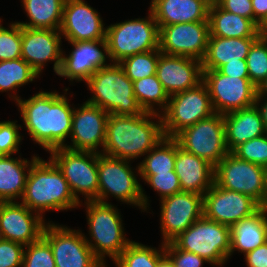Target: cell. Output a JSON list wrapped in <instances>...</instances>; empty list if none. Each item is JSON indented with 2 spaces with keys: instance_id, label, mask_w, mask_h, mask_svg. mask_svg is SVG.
<instances>
[{
  "instance_id": "obj_50",
  "label": "cell",
  "mask_w": 267,
  "mask_h": 267,
  "mask_svg": "<svg viewBox=\"0 0 267 267\" xmlns=\"http://www.w3.org/2000/svg\"><path fill=\"white\" fill-rule=\"evenodd\" d=\"M157 267H175L171 259L164 254L158 261Z\"/></svg>"
},
{
  "instance_id": "obj_27",
  "label": "cell",
  "mask_w": 267,
  "mask_h": 267,
  "mask_svg": "<svg viewBox=\"0 0 267 267\" xmlns=\"http://www.w3.org/2000/svg\"><path fill=\"white\" fill-rule=\"evenodd\" d=\"M230 253L253 251L267 241V207H261L251 217L241 219L230 227Z\"/></svg>"
},
{
  "instance_id": "obj_26",
  "label": "cell",
  "mask_w": 267,
  "mask_h": 267,
  "mask_svg": "<svg viewBox=\"0 0 267 267\" xmlns=\"http://www.w3.org/2000/svg\"><path fill=\"white\" fill-rule=\"evenodd\" d=\"M223 117L229 152L240 144L267 133L256 105L226 113Z\"/></svg>"
},
{
  "instance_id": "obj_53",
  "label": "cell",
  "mask_w": 267,
  "mask_h": 267,
  "mask_svg": "<svg viewBox=\"0 0 267 267\" xmlns=\"http://www.w3.org/2000/svg\"><path fill=\"white\" fill-rule=\"evenodd\" d=\"M265 183H266L265 207H267V167H265Z\"/></svg>"
},
{
  "instance_id": "obj_5",
  "label": "cell",
  "mask_w": 267,
  "mask_h": 267,
  "mask_svg": "<svg viewBox=\"0 0 267 267\" xmlns=\"http://www.w3.org/2000/svg\"><path fill=\"white\" fill-rule=\"evenodd\" d=\"M84 205L91 239L85 234L84 237L95 257L107 267L105 258L108 256L114 262L132 240L125 236L117 206L96 200L86 201Z\"/></svg>"
},
{
  "instance_id": "obj_7",
  "label": "cell",
  "mask_w": 267,
  "mask_h": 267,
  "mask_svg": "<svg viewBox=\"0 0 267 267\" xmlns=\"http://www.w3.org/2000/svg\"><path fill=\"white\" fill-rule=\"evenodd\" d=\"M149 12L148 17L124 20L106 27L111 63L159 49V28L153 13Z\"/></svg>"
},
{
  "instance_id": "obj_55",
  "label": "cell",
  "mask_w": 267,
  "mask_h": 267,
  "mask_svg": "<svg viewBox=\"0 0 267 267\" xmlns=\"http://www.w3.org/2000/svg\"><path fill=\"white\" fill-rule=\"evenodd\" d=\"M3 239V236H2V232H1V229H0V240Z\"/></svg>"
},
{
  "instance_id": "obj_21",
  "label": "cell",
  "mask_w": 267,
  "mask_h": 267,
  "mask_svg": "<svg viewBox=\"0 0 267 267\" xmlns=\"http://www.w3.org/2000/svg\"><path fill=\"white\" fill-rule=\"evenodd\" d=\"M61 39L59 30L22 27L21 58L39 75L47 62L54 61L53 70L57 75L62 63Z\"/></svg>"
},
{
  "instance_id": "obj_14",
  "label": "cell",
  "mask_w": 267,
  "mask_h": 267,
  "mask_svg": "<svg viewBox=\"0 0 267 267\" xmlns=\"http://www.w3.org/2000/svg\"><path fill=\"white\" fill-rule=\"evenodd\" d=\"M215 113L226 114L255 105L257 87L249 78L222 74L219 70H203Z\"/></svg>"
},
{
  "instance_id": "obj_29",
  "label": "cell",
  "mask_w": 267,
  "mask_h": 267,
  "mask_svg": "<svg viewBox=\"0 0 267 267\" xmlns=\"http://www.w3.org/2000/svg\"><path fill=\"white\" fill-rule=\"evenodd\" d=\"M258 37L221 38L210 36L207 52L202 60V70H218L229 62L246 59L249 49Z\"/></svg>"
},
{
  "instance_id": "obj_54",
  "label": "cell",
  "mask_w": 267,
  "mask_h": 267,
  "mask_svg": "<svg viewBox=\"0 0 267 267\" xmlns=\"http://www.w3.org/2000/svg\"><path fill=\"white\" fill-rule=\"evenodd\" d=\"M220 0H207L210 5L217 4Z\"/></svg>"
},
{
  "instance_id": "obj_41",
  "label": "cell",
  "mask_w": 267,
  "mask_h": 267,
  "mask_svg": "<svg viewBox=\"0 0 267 267\" xmlns=\"http://www.w3.org/2000/svg\"><path fill=\"white\" fill-rule=\"evenodd\" d=\"M145 184L151 186L160 199L181 192L180 181L175 170L168 173H156L155 175H139Z\"/></svg>"
},
{
  "instance_id": "obj_13",
  "label": "cell",
  "mask_w": 267,
  "mask_h": 267,
  "mask_svg": "<svg viewBox=\"0 0 267 267\" xmlns=\"http://www.w3.org/2000/svg\"><path fill=\"white\" fill-rule=\"evenodd\" d=\"M42 236L50 244L56 267H105L95 257L80 229L48 221Z\"/></svg>"
},
{
  "instance_id": "obj_37",
  "label": "cell",
  "mask_w": 267,
  "mask_h": 267,
  "mask_svg": "<svg viewBox=\"0 0 267 267\" xmlns=\"http://www.w3.org/2000/svg\"><path fill=\"white\" fill-rule=\"evenodd\" d=\"M249 80L258 88L267 78V39L259 36L251 45L247 58Z\"/></svg>"
},
{
  "instance_id": "obj_23",
  "label": "cell",
  "mask_w": 267,
  "mask_h": 267,
  "mask_svg": "<svg viewBox=\"0 0 267 267\" xmlns=\"http://www.w3.org/2000/svg\"><path fill=\"white\" fill-rule=\"evenodd\" d=\"M156 75L167 94L172 96L194 88L203 81L202 61L161 53Z\"/></svg>"
},
{
  "instance_id": "obj_43",
  "label": "cell",
  "mask_w": 267,
  "mask_h": 267,
  "mask_svg": "<svg viewBox=\"0 0 267 267\" xmlns=\"http://www.w3.org/2000/svg\"><path fill=\"white\" fill-rule=\"evenodd\" d=\"M164 249L175 267H203L204 263H209L195 253L179 249L173 242L165 243Z\"/></svg>"
},
{
  "instance_id": "obj_22",
  "label": "cell",
  "mask_w": 267,
  "mask_h": 267,
  "mask_svg": "<svg viewBox=\"0 0 267 267\" xmlns=\"http://www.w3.org/2000/svg\"><path fill=\"white\" fill-rule=\"evenodd\" d=\"M20 201L0 202V229L3 239L29 245L37 241L47 222Z\"/></svg>"
},
{
  "instance_id": "obj_35",
  "label": "cell",
  "mask_w": 267,
  "mask_h": 267,
  "mask_svg": "<svg viewBox=\"0 0 267 267\" xmlns=\"http://www.w3.org/2000/svg\"><path fill=\"white\" fill-rule=\"evenodd\" d=\"M159 247L156 249L132 240L113 263L116 267H157L165 254L164 244Z\"/></svg>"
},
{
  "instance_id": "obj_1",
  "label": "cell",
  "mask_w": 267,
  "mask_h": 267,
  "mask_svg": "<svg viewBox=\"0 0 267 267\" xmlns=\"http://www.w3.org/2000/svg\"><path fill=\"white\" fill-rule=\"evenodd\" d=\"M64 91H41L15 103L29 136L46 152L64 147L71 134L74 107Z\"/></svg>"
},
{
  "instance_id": "obj_9",
  "label": "cell",
  "mask_w": 267,
  "mask_h": 267,
  "mask_svg": "<svg viewBox=\"0 0 267 267\" xmlns=\"http://www.w3.org/2000/svg\"><path fill=\"white\" fill-rule=\"evenodd\" d=\"M50 153V159L57 165L67 180L75 199L82 205L79 195L86 201H98L97 153L72 150L66 147L56 148Z\"/></svg>"
},
{
  "instance_id": "obj_24",
  "label": "cell",
  "mask_w": 267,
  "mask_h": 267,
  "mask_svg": "<svg viewBox=\"0 0 267 267\" xmlns=\"http://www.w3.org/2000/svg\"><path fill=\"white\" fill-rule=\"evenodd\" d=\"M175 173L182 191L203 195L214 184L215 167L200 157L191 154L176 141Z\"/></svg>"
},
{
  "instance_id": "obj_3",
  "label": "cell",
  "mask_w": 267,
  "mask_h": 267,
  "mask_svg": "<svg viewBox=\"0 0 267 267\" xmlns=\"http://www.w3.org/2000/svg\"><path fill=\"white\" fill-rule=\"evenodd\" d=\"M21 203L42 218L46 211H67L80 207L57 165L39 157L30 168Z\"/></svg>"
},
{
  "instance_id": "obj_39",
  "label": "cell",
  "mask_w": 267,
  "mask_h": 267,
  "mask_svg": "<svg viewBox=\"0 0 267 267\" xmlns=\"http://www.w3.org/2000/svg\"><path fill=\"white\" fill-rule=\"evenodd\" d=\"M22 267H56L50 244L43 236L25 246Z\"/></svg>"
},
{
  "instance_id": "obj_2",
  "label": "cell",
  "mask_w": 267,
  "mask_h": 267,
  "mask_svg": "<svg viewBox=\"0 0 267 267\" xmlns=\"http://www.w3.org/2000/svg\"><path fill=\"white\" fill-rule=\"evenodd\" d=\"M164 137L160 114L150 112L134 116L109 114L102 153L133 161L146 155Z\"/></svg>"
},
{
  "instance_id": "obj_40",
  "label": "cell",
  "mask_w": 267,
  "mask_h": 267,
  "mask_svg": "<svg viewBox=\"0 0 267 267\" xmlns=\"http://www.w3.org/2000/svg\"><path fill=\"white\" fill-rule=\"evenodd\" d=\"M231 153L241 160L267 167V133L240 144Z\"/></svg>"
},
{
  "instance_id": "obj_18",
  "label": "cell",
  "mask_w": 267,
  "mask_h": 267,
  "mask_svg": "<svg viewBox=\"0 0 267 267\" xmlns=\"http://www.w3.org/2000/svg\"><path fill=\"white\" fill-rule=\"evenodd\" d=\"M73 48L69 55L62 50V63L59 73L71 82H86L98 69L111 65L108 43L106 39L91 41H68Z\"/></svg>"
},
{
  "instance_id": "obj_8",
  "label": "cell",
  "mask_w": 267,
  "mask_h": 267,
  "mask_svg": "<svg viewBox=\"0 0 267 267\" xmlns=\"http://www.w3.org/2000/svg\"><path fill=\"white\" fill-rule=\"evenodd\" d=\"M230 239L229 226L203 215L172 242L179 249L204 258L210 265L221 267L229 260Z\"/></svg>"
},
{
  "instance_id": "obj_25",
  "label": "cell",
  "mask_w": 267,
  "mask_h": 267,
  "mask_svg": "<svg viewBox=\"0 0 267 267\" xmlns=\"http://www.w3.org/2000/svg\"><path fill=\"white\" fill-rule=\"evenodd\" d=\"M207 0H151L149 10L158 28L177 23L209 21Z\"/></svg>"
},
{
  "instance_id": "obj_46",
  "label": "cell",
  "mask_w": 267,
  "mask_h": 267,
  "mask_svg": "<svg viewBox=\"0 0 267 267\" xmlns=\"http://www.w3.org/2000/svg\"><path fill=\"white\" fill-rule=\"evenodd\" d=\"M244 257L247 267H267V241Z\"/></svg>"
},
{
  "instance_id": "obj_48",
  "label": "cell",
  "mask_w": 267,
  "mask_h": 267,
  "mask_svg": "<svg viewBox=\"0 0 267 267\" xmlns=\"http://www.w3.org/2000/svg\"><path fill=\"white\" fill-rule=\"evenodd\" d=\"M251 1L254 11V23L258 26V24L267 15V0H251Z\"/></svg>"
},
{
  "instance_id": "obj_34",
  "label": "cell",
  "mask_w": 267,
  "mask_h": 267,
  "mask_svg": "<svg viewBox=\"0 0 267 267\" xmlns=\"http://www.w3.org/2000/svg\"><path fill=\"white\" fill-rule=\"evenodd\" d=\"M133 91L145 112L160 114L166 109L170 96L156 74L133 81Z\"/></svg>"
},
{
  "instance_id": "obj_47",
  "label": "cell",
  "mask_w": 267,
  "mask_h": 267,
  "mask_svg": "<svg viewBox=\"0 0 267 267\" xmlns=\"http://www.w3.org/2000/svg\"><path fill=\"white\" fill-rule=\"evenodd\" d=\"M222 74L227 76L249 78L246 59H241L239 62H229L222 65L218 69Z\"/></svg>"
},
{
  "instance_id": "obj_11",
  "label": "cell",
  "mask_w": 267,
  "mask_h": 267,
  "mask_svg": "<svg viewBox=\"0 0 267 267\" xmlns=\"http://www.w3.org/2000/svg\"><path fill=\"white\" fill-rule=\"evenodd\" d=\"M174 139L183 150L214 167L229 153L223 114L214 113L179 132Z\"/></svg>"
},
{
  "instance_id": "obj_30",
  "label": "cell",
  "mask_w": 267,
  "mask_h": 267,
  "mask_svg": "<svg viewBox=\"0 0 267 267\" xmlns=\"http://www.w3.org/2000/svg\"><path fill=\"white\" fill-rule=\"evenodd\" d=\"M210 36L221 38L259 37L258 26L251 20L223 10L218 4L209 7Z\"/></svg>"
},
{
  "instance_id": "obj_12",
  "label": "cell",
  "mask_w": 267,
  "mask_h": 267,
  "mask_svg": "<svg viewBox=\"0 0 267 267\" xmlns=\"http://www.w3.org/2000/svg\"><path fill=\"white\" fill-rule=\"evenodd\" d=\"M214 182L226 190L248 195L265 207V167L241 160L229 152L215 166Z\"/></svg>"
},
{
  "instance_id": "obj_10",
  "label": "cell",
  "mask_w": 267,
  "mask_h": 267,
  "mask_svg": "<svg viewBox=\"0 0 267 267\" xmlns=\"http://www.w3.org/2000/svg\"><path fill=\"white\" fill-rule=\"evenodd\" d=\"M215 113L206 84L169 97L166 109L160 113L165 137L174 138L179 132L209 118Z\"/></svg>"
},
{
  "instance_id": "obj_16",
  "label": "cell",
  "mask_w": 267,
  "mask_h": 267,
  "mask_svg": "<svg viewBox=\"0 0 267 267\" xmlns=\"http://www.w3.org/2000/svg\"><path fill=\"white\" fill-rule=\"evenodd\" d=\"M162 243L172 242L203 214V195L181 191L159 200Z\"/></svg>"
},
{
  "instance_id": "obj_17",
  "label": "cell",
  "mask_w": 267,
  "mask_h": 267,
  "mask_svg": "<svg viewBox=\"0 0 267 267\" xmlns=\"http://www.w3.org/2000/svg\"><path fill=\"white\" fill-rule=\"evenodd\" d=\"M261 206L250 196L219 187L215 182L203 196V214L212 221L231 227L251 217Z\"/></svg>"
},
{
  "instance_id": "obj_32",
  "label": "cell",
  "mask_w": 267,
  "mask_h": 267,
  "mask_svg": "<svg viewBox=\"0 0 267 267\" xmlns=\"http://www.w3.org/2000/svg\"><path fill=\"white\" fill-rule=\"evenodd\" d=\"M35 78H39V74L22 58L0 61V92L13 91V96L8 95L15 103L21 98L15 90L35 81Z\"/></svg>"
},
{
  "instance_id": "obj_45",
  "label": "cell",
  "mask_w": 267,
  "mask_h": 267,
  "mask_svg": "<svg viewBox=\"0 0 267 267\" xmlns=\"http://www.w3.org/2000/svg\"><path fill=\"white\" fill-rule=\"evenodd\" d=\"M217 4L223 10L251 19L254 22V11L251 0H220Z\"/></svg>"
},
{
  "instance_id": "obj_4",
  "label": "cell",
  "mask_w": 267,
  "mask_h": 267,
  "mask_svg": "<svg viewBox=\"0 0 267 267\" xmlns=\"http://www.w3.org/2000/svg\"><path fill=\"white\" fill-rule=\"evenodd\" d=\"M93 94L86 102L99 106L109 114L134 116L145 113L133 91V82L119 63L98 69L86 82Z\"/></svg>"
},
{
  "instance_id": "obj_52",
  "label": "cell",
  "mask_w": 267,
  "mask_h": 267,
  "mask_svg": "<svg viewBox=\"0 0 267 267\" xmlns=\"http://www.w3.org/2000/svg\"><path fill=\"white\" fill-rule=\"evenodd\" d=\"M257 97L267 98V78L257 88Z\"/></svg>"
},
{
  "instance_id": "obj_20",
  "label": "cell",
  "mask_w": 267,
  "mask_h": 267,
  "mask_svg": "<svg viewBox=\"0 0 267 267\" xmlns=\"http://www.w3.org/2000/svg\"><path fill=\"white\" fill-rule=\"evenodd\" d=\"M103 22L98 11L85 0H65L59 31L66 41L71 42L106 39Z\"/></svg>"
},
{
  "instance_id": "obj_15",
  "label": "cell",
  "mask_w": 267,
  "mask_h": 267,
  "mask_svg": "<svg viewBox=\"0 0 267 267\" xmlns=\"http://www.w3.org/2000/svg\"><path fill=\"white\" fill-rule=\"evenodd\" d=\"M210 37L209 21L177 23L159 28V50L202 61Z\"/></svg>"
},
{
  "instance_id": "obj_44",
  "label": "cell",
  "mask_w": 267,
  "mask_h": 267,
  "mask_svg": "<svg viewBox=\"0 0 267 267\" xmlns=\"http://www.w3.org/2000/svg\"><path fill=\"white\" fill-rule=\"evenodd\" d=\"M24 249L21 243L0 240V267H22Z\"/></svg>"
},
{
  "instance_id": "obj_51",
  "label": "cell",
  "mask_w": 267,
  "mask_h": 267,
  "mask_svg": "<svg viewBox=\"0 0 267 267\" xmlns=\"http://www.w3.org/2000/svg\"><path fill=\"white\" fill-rule=\"evenodd\" d=\"M258 33L261 37L267 36V15L265 18L258 24Z\"/></svg>"
},
{
  "instance_id": "obj_19",
  "label": "cell",
  "mask_w": 267,
  "mask_h": 267,
  "mask_svg": "<svg viewBox=\"0 0 267 267\" xmlns=\"http://www.w3.org/2000/svg\"><path fill=\"white\" fill-rule=\"evenodd\" d=\"M109 117L99 106L84 102L74 107L72 117L71 144L64 147L72 150L102 153L105 145L106 125ZM102 147V149H100ZM100 149V150H99Z\"/></svg>"
},
{
  "instance_id": "obj_49",
  "label": "cell",
  "mask_w": 267,
  "mask_h": 267,
  "mask_svg": "<svg viewBox=\"0 0 267 267\" xmlns=\"http://www.w3.org/2000/svg\"><path fill=\"white\" fill-rule=\"evenodd\" d=\"M255 105H256V107L258 108V110H259V112L261 114V118H262V120L264 122V125H265V128L267 130V98L256 97Z\"/></svg>"
},
{
  "instance_id": "obj_31",
  "label": "cell",
  "mask_w": 267,
  "mask_h": 267,
  "mask_svg": "<svg viewBox=\"0 0 267 267\" xmlns=\"http://www.w3.org/2000/svg\"><path fill=\"white\" fill-rule=\"evenodd\" d=\"M29 22H17L31 29L60 30L65 0H21Z\"/></svg>"
},
{
  "instance_id": "obj_33",
  "label": "cell",
  "mask_w": 267,
  "mask_h": 267,
  "mask_svg": "<svg viewBox=\"0 0 267 267\" xmlns=\"http://www.w3.org/2000/svg\"><path fill=\"white\" fill-rule=\"evenodd\" d=\"M176 140L164 137L155 147L149 150L138 164L139 175H155L175 170Z\"/></svg>"
},
{
  "instance_id": "obj_6",
  "label": "cell",
  "mask_w": 267,
  "mask_h": 267,
  "mask_svg": "<svg viewBox=\"0 0 267 267\" xmlns=\"http://www.w3.org/2000/svg\"><path fill=\"white\" fill-rule=\"evenodd\" d=\"M98 166V201L107 202L112 196L123 204H129L147 211L149 199L140 181L138 165L134 171L131 161L97 153ZM135 173V174H134ZM137 173V174H136Z\"/></svg>"
},
{
  "instance_id": "obj_42",
  "label": "cell",
  "mask_w": 267,
  "mask_h": 267,
  "mask_svg": "<svg viewBox=\"0 0 267 267\" xmlns=\"http://www.w3.org/2000/svg\"><path fill=\"white\" fill-rule=\"evenodd\" d=\"M17 122V120L0 121V157L17 154L19 151L23 137L19 133L22 126Z\"/></svg>"
},
{
  "instance_id": "obj_28",
  "label": "cell",
  "mask_w": 267,
  "mask_h": 267,
  "mask_svg": "<svg viewBox=\"0 0 267 267\" xmlns=\"http://www.w3.org/2000/svg\"><path fill=\"white\" fill-rule=\"evenodd\" d=\"M15 158L12 155L0 157V202L17 201L22 198L31 165L39 156Z\"/></svg>"
},
{
  "instance_id": "obj_38",
  "label": "cell",
  "mask_w": 267,
  "mask_h": 267,
  "mask_svg": "<svg viewBox=\"0 0 267 267\" xmlns=\"http://www.w3.org/2000/svg\"><path fill=\"white\" fill-rule=\"evenodd\" d=\"M0 18V61L21 58L22 26L17 21L2 26Z\"/></svg>"
},
{
  "instance_id": "obj_36",
  "label": "cell",
  "mask_w": 267,
  "mask_h": 267,
  "mask_svg": "<svg viewBox=\"0 0 267 267\" xmlns=\"http://www.w3.org/2000/svg\"><path fill=\"white\" fill-rule=\"evenodd\" d=\"M159 49L138 53L119 62L126 76L133 82L156 74Z\"/></svg>"
}]
</instances>
